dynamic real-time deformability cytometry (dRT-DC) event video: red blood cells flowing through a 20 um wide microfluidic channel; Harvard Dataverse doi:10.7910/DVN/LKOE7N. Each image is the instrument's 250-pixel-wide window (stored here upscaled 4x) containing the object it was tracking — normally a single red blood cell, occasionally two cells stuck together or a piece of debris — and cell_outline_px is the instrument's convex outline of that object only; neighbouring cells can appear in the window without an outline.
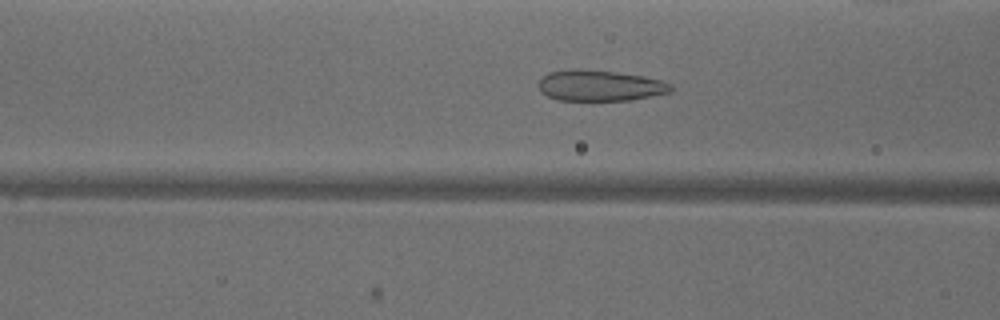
{"species": "common noctule bat (a hibernating species)", "species_latin": "Nyctalus noctula", "temperature_condition": "warm", "stored_images_in_passage": 50, "camera_frame_rate_fps": 3000, "um_per_image_px": 0.085, "animal": {"sex": "male", "body_mass_g": 18.8}, "frame": {"image": 1, "passage_image": 18, "time_ms": 5.667, "image_size_px": [1000, 320], "cell_outline_px": [[672, 88], [668, 92], [652, 96], [632, 100], [556, 100], [540, 92], [540, 80], [548, 72], [616, 72], [644, 76], [664, 80], [672, 84]], "centroid_in_image_um": [51.08, 7.32], "position_along_channel_um": 115.5, "area_um2": 22.89}}
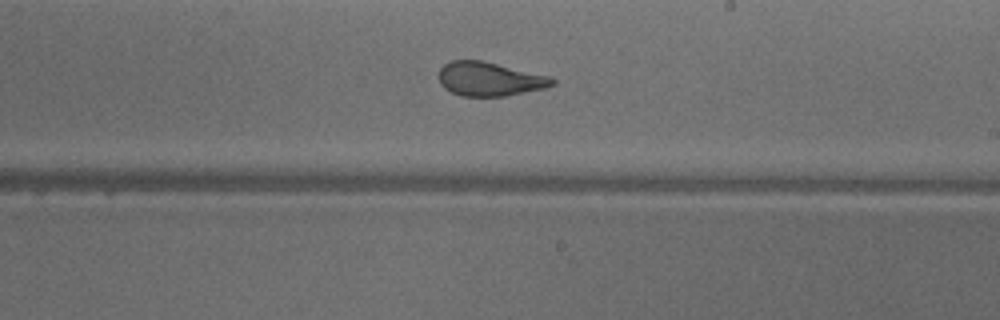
{"frame": {"image": 2, "passage_image": 28, "time_ms": 9.0, "image_size_px": [1000, 320], "cell_outline_px": [[556, 84], [544, 88], [504, 96], [460, 96], [444, 88], [440, 84], [440, 68], [444, 64], [452, 60], [484, 60], [548, 76], [556, 80]], "centroid_in_image_um": [41.6, 6.71], "position_along_channel_um": 247.4, "area_um2": 22.37}}
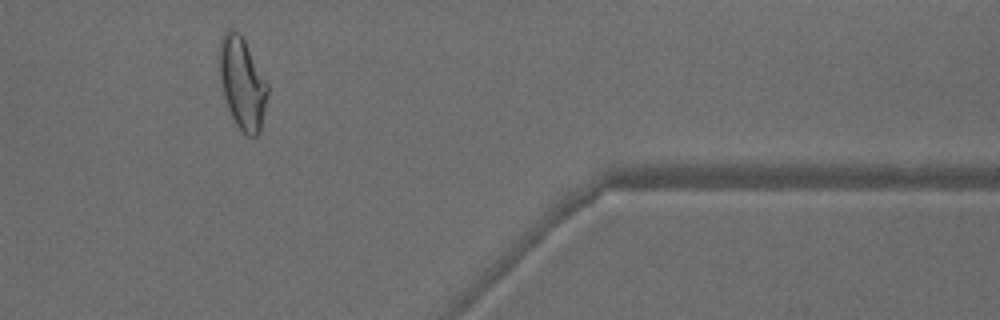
{"frame": {"image": 3, "passage_image": 41, "time_ms": 13.333, "image_size_px": [1000, 320], "cell_outline_px": [[268, 92], [260, 132], [256, 136], [248, 136], [236, 124], [228, 108], [224, 96], [220, 80], [220, 40], [224, 32], [228, 28], [232, 28], [240, 32], [268, 84]], "centroid_in_image_um": [20.6, 7.05], "position_along_channel_um": 390.8, "area_um2": 25.49}, "authors_computed_cell_mechanics": {"area_um2": 25.6343, "velocity_mm_per_s": 3.9527, "shape_relaxation_time_tau1_ms": 9.4824, "shape_relaxation_time_tau2_ms": 0.9518, "deformation_change_tau1": 0.2254, "deformation_change_tau2": 0.0721}}